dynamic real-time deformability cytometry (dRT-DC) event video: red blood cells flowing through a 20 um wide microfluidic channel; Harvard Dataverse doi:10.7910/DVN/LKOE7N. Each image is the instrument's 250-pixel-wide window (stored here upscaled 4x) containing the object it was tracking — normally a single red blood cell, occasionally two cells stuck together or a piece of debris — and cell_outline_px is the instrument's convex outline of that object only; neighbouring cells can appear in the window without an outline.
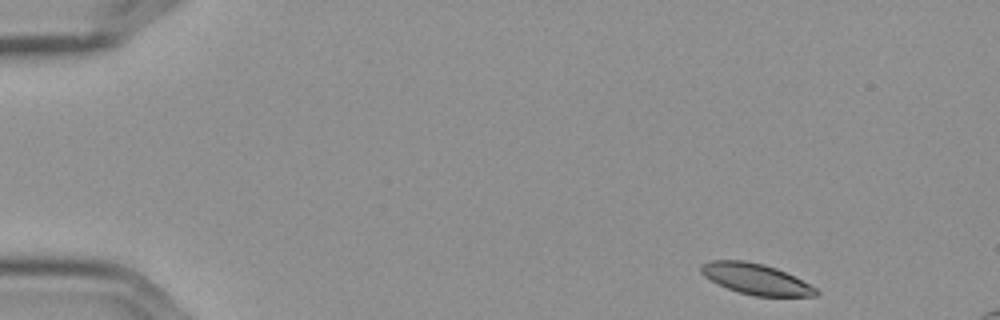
{"species": "Egyptian fruit bat (a non-hibernating species)", "species_latin": "Rousettus aegyptiacus", "temperature_condition": "cold", "stored_images_in_passage": 4, "camera_frame_rate_fps": 3000, "um_per_image_px": 0.085, "frame": {"image": 1, "passage_image": 1, "time_ms": 0.0, "image_size_px": [1000, 320], "cell_outline_px": [[820, 292], [816, 296], [756, 296], [740, 292], [728, 288], [704, 276], [700, 272], [700, 264], [712, 260], [744, 260], [764, 264], [776, 268], [816, 288]], "centroid_in_image_um": [64.22, 23.7], "position_along_channel_um": 20.8, "area_um2": 20.29}}
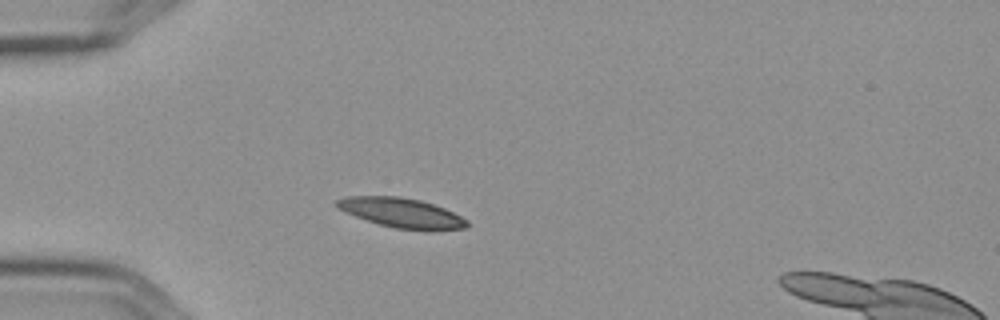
{"frame": {"image": 2, "passage_image": 4, "time_ms": 1.0, "image_size_px": [1000, 320], "cell_outline_px": [[468, 228], [432, 232], [428, 232], [396, 228], [380, 224], [356, 216], [336, 208], [336, 200], [344, 196], [400, 196], [420, 200], [444, 208], [468, 220]], "centroid_in_image_um": [34.19, 18.11], "position_along_channel_um": 50.8, "area_um2": 22.77}}